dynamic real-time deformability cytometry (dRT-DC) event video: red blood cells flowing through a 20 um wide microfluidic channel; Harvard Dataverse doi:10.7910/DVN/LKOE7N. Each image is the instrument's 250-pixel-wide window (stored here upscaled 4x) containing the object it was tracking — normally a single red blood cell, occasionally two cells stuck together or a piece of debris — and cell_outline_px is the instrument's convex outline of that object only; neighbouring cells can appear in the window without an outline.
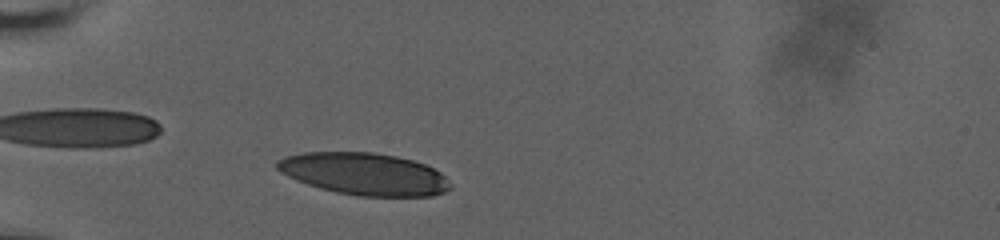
{"species": "human", "species_latin": "Homo sapiens", "temperature_condition": "room temperature", "stored_images_in_passage": 41, "camera_frame_rate_fps": 3000, "um_per_image_px": 0.085, "donor": {"sex": "male"}, "frame": {"image": 1, "passage_image": 5, "time_ms": 1.333, "image_size_px": [1000, 240], "cell_outline_px": [[452, 188], [444, 192], [432, 196], [356, 196], [336, 192], [320, 188], [308, 184], [288, 176], [280, 172], [276, 168], [276, 160], [284, 156], [304, 152], [372, 152], [396, 156], [412, 160], [424, 164], [440, 172], [452, 184]], "centroid_in_image_um": [30.96, 14.78], "position_along_channel_um": 54.0, "area_um2": 42.6}}
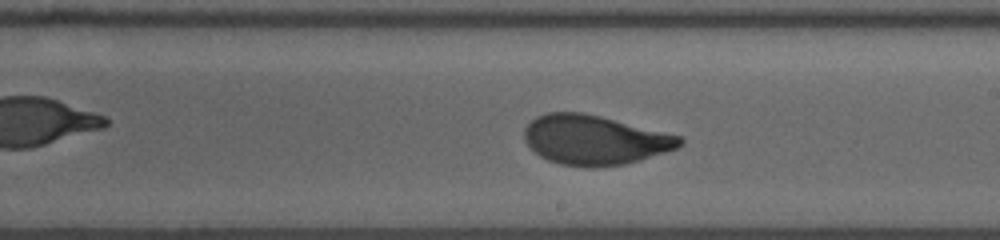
{"frame": {"image": 2, "passage_image": 22, "time_ms": 7.0, "image_size_px": [1000, 240], "cell_outline_px": [[684, 144], [676, 148], [640, 160], [624, 164], [596, 168], [588, 168], [560, 164], [548, 160], [540, 156], [524, 140], [524, 128], [536, 116], [548, 112], [584, 112], [680, 136], [684, 140]], "centroid_in_image_um": [50.52, 11.9], "position_along_channel_um": 238.5, "area_um2": 44.8}}
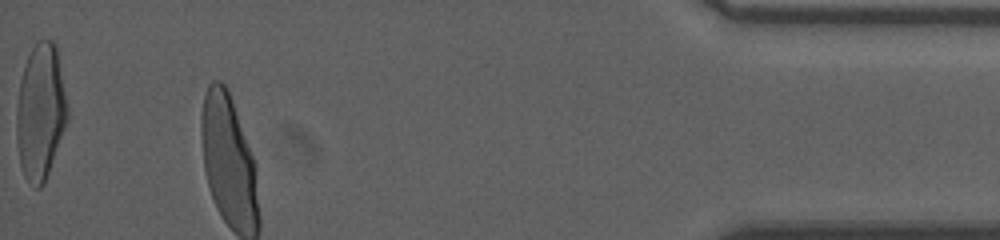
{"frame": {"image": 3, "passage_image": 41, "time_ms": 13.333, "image_size_px": [1000, 240], "cell_outline_px": [[68, 120], [44, 184], [40, 188], [36, 188], [24, 176], [20, 164], [16, 136], [16, 108], [20, 80], [28, 56], [36, 40], [52, 40], [56, 44], [68, 108]], "centroid_in_image_um": [3.44, 9.5], "position_along_channel_um": 431.8, "area_um2": 40.34}, "authors_computed_cell_mechanics": {"area_um2": 44.6216, "velocity_mm_per_s": 3.6385, "shape_relaxation_time_tau1_ms": 4.4289, "shape_relaxation_time_tau2_ms": null, "deformation_change_tau1": 0.1913, "deformation_change_tau2": null}}